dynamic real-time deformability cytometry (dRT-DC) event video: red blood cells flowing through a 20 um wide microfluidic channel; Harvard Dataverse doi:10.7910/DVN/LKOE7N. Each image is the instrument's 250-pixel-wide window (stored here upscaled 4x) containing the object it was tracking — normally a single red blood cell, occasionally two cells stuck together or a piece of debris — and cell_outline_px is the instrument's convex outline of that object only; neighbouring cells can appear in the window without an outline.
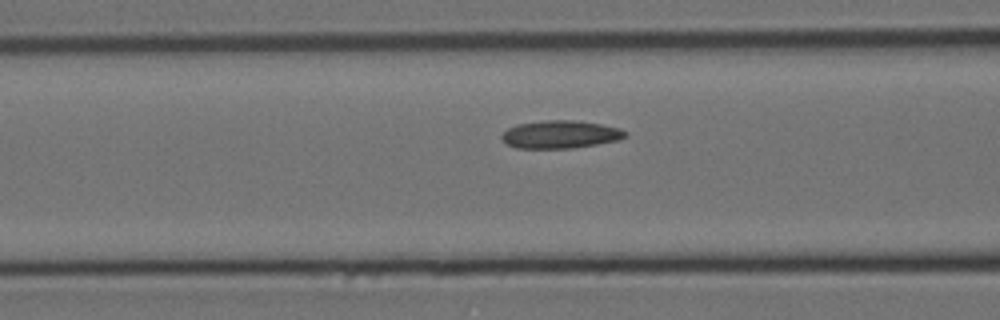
{"species": "Egyptian fruit bat (a non-hibernating species)", "species_latin": "Rousettus aegyptiacus", "temperature_condition": "cold", "stored_images_in_passage": 39, "camera_frame_rate_fps": 3000, "um_per_image_px": 0.085, "animal": {"sex": "female"}, "frame": {"image": 1, "passage_image": 17, "time_ms": 5.333, "image_size_px": [1000, 320], "cell_outline_px": [[628, 136], [620, 140], [572, 148], [516, 148], [508, 144], [500, 136], [508, 128], [516, 124], [544, 120], [572, 120], [600, 124], [620, 128], [628, 132]], "centroid_in_image_um": [47.66, 11.42], "position_along_channel_um": 118.9, "area_um2": 20.06}}
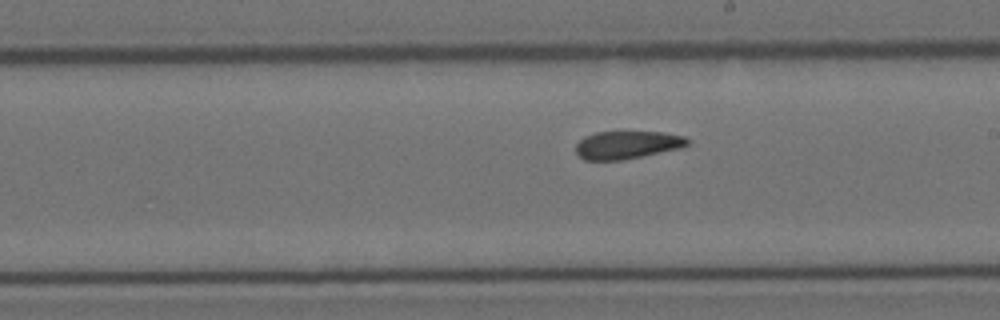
{"frame": {"image": 2, "passage_image": 27, "time_ms": 8.667, "image_size_px": [1000, 320], "cell_outline_px": [[692, 140], [688, 144], [680, 148], [624, 160], [584, 160], [576, 152], [576, 144], [584, 136], [596, 132], [664, 132], [684, 136]], "centroid_in_image_um": [53.32, 12.31], "position_along_channel_um": 235.7, "area_um2": 18.21}}
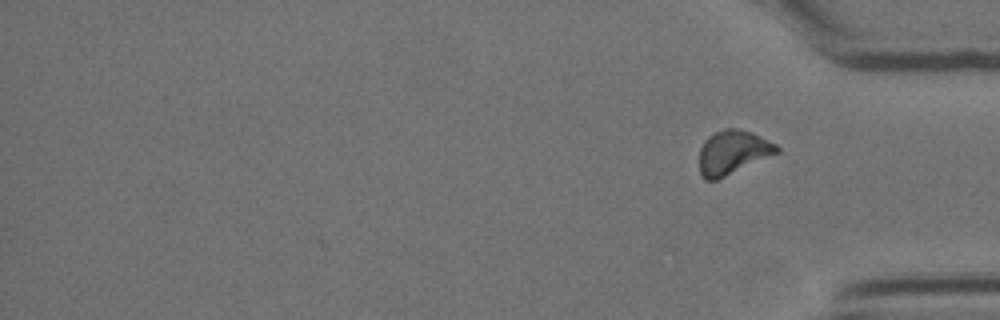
{"frame": {"image": 3, "passage_image": 39, "time_ms": 12.667, "image_size_px": [1000, 320], "cell_outline_px": [[780, 152], [716, 180], [704, 180], [700, 172], [700, 148], [704, 140], [708, 136], [724, 128], [736, 128], [752, 132], [776, 144], [780, 148]], "centroid_in_image_um": [62.28, 12.94], "position_along_channel_um": 372.9, "area_um2": 19.77}, "authors_computed_cell_mechanics": {"area_um2": 19.363, "velocity_mm_per_s": 3.4977, "shape_relaxation_time_tau1_ms": null, "shape_relaxation_time_tau2_ms": 3.1775, "deformation_change_tau1": null, "deformation_change_tau2": 0.0984}}